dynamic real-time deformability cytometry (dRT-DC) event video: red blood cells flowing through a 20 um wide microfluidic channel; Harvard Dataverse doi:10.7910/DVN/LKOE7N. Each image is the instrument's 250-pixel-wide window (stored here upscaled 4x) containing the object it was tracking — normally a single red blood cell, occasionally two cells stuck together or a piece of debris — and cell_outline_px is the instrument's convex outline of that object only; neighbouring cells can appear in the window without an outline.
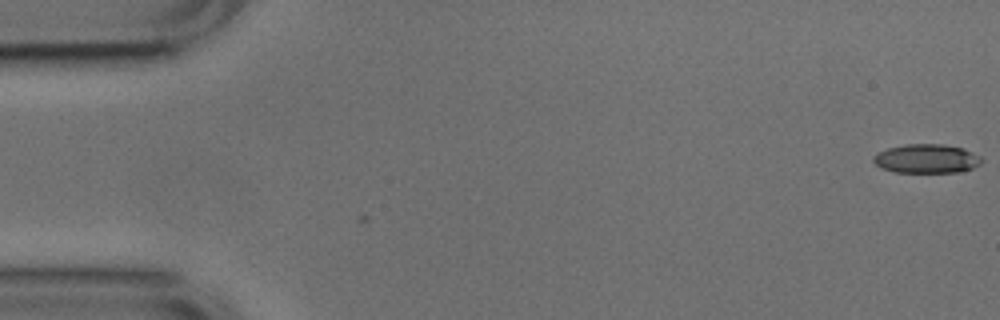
{"species": "common noctule bat (a hibernating species)", "species_latin": "Nyctalus noctula", "temperature_condition": "cold", "stored_images_in_passage": 2, "camera_frame_rate_fps": 3000, "um_per_image_px": 0.085, "animal": {"sex": "male", "body_mass_g": 17.9, "forearm_length_mm": 54.2}, "frame": {"image": 1, "passage_image": 1, "time_ms": 0.0, "image_size_px": [1000, 320], "cell_outline_px": [[984, 160], [980, 164], [972, 168], [956, 172], [896, 172], [880, 168], [872, 160], [872, 156], [888, 148], [908, 144], [944, 144], [964, 148], [980, 156]], "centroid_in_image_um": [78.77, 13.48], "position_along_channel_um": 6.2, "area_um2": 18.26}}